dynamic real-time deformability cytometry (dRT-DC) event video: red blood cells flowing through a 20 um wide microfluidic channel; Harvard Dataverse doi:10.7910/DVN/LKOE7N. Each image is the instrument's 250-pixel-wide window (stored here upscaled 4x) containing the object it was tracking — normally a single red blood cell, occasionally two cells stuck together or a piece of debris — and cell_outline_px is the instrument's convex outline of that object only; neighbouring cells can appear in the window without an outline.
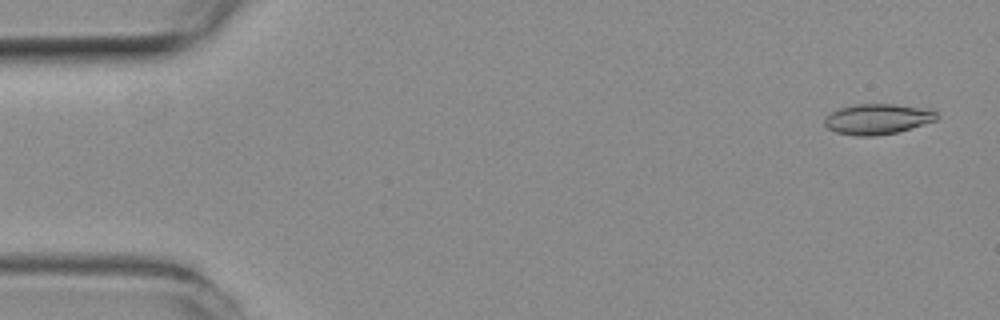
{"species": "common noctule bat (a hibernating species)", "species_latin": "Nyctalus noctula", "temperature_condition": "room temperature", "stored_images_in_passage": 56, "camera_frame_rate_fps": 3000, "um_per_image_px": 0.085, "animal": {"sex": "female", "body_mass_g": 19.3, "forearm_length_mm": 54.1}, "frame": {"image": 1, "passage_image": 3, "time_ms": 0.667, "image_size_px": [1000, 320], "cell_outline_px": [[940, 116], [936, 120], [896, 132], [876, 136], [856, 136], [836, 132], [828, 128], [824, 124], [824, 116], [840, 108], [856, 104], [892, 104], [916, 108], [936, 112]], "centroid_in_image_um": [74.52, 10.13], "position_along_channel_um": 10.5, "area_um2": 19.54}}
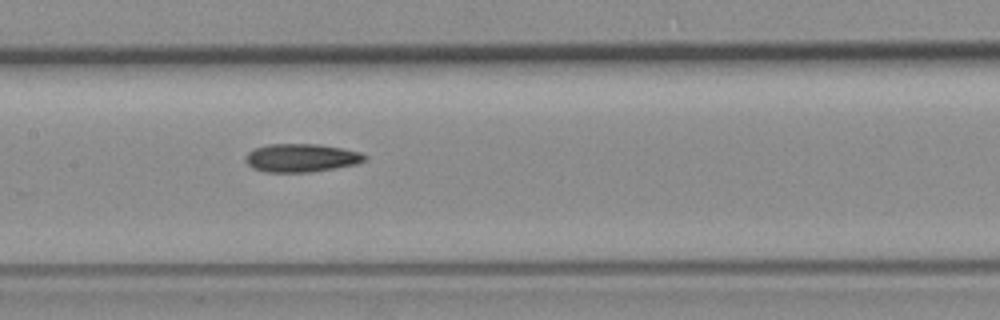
{"frame": {"image": 2, "passage_image": 27, "time_ms": 8.667, "image_size_px": [1000, 320], "cell_outline_px": [[368, 160], [356, 164], [336, 168], [308, 172], [264, 172], [252, 168], [244, 160], [244, 156], [252, 148], [268, 144], [320, 144], [360, 152], [368, 156]], "centroid_in_image_um": [25.59, 13.42], "position_along_channel_um": 181.8, "area_um2": 19.88}}
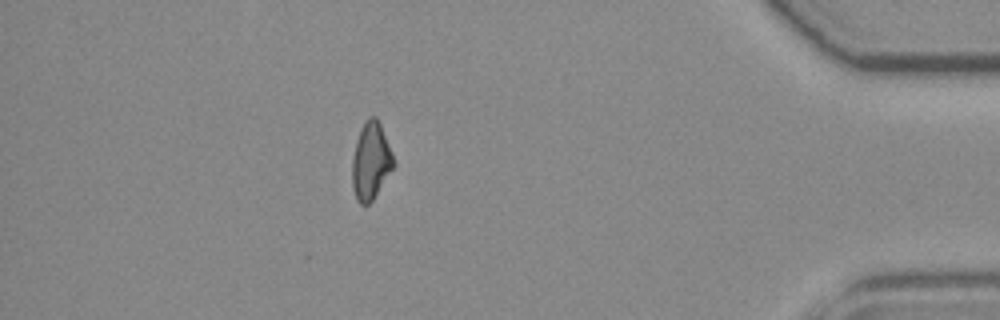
{"frame": {"image": 3, "passage_image": 49, "time_ms": 16.0, "image_size_px": [1000, 320], "cell_outline_px": [[396, 164], [372, 200], [368, 204], [360, 204], [356, 200], [352, 188], [352, 160], [356, 140], [360, 128], [364, 120], [368, 116], [376, 116], [380, 124], [392, 152]], "centroid_in_image_um": [31.51, 13.67], "position_along_channel_um": 403.7, "area_um2": 18.73}}